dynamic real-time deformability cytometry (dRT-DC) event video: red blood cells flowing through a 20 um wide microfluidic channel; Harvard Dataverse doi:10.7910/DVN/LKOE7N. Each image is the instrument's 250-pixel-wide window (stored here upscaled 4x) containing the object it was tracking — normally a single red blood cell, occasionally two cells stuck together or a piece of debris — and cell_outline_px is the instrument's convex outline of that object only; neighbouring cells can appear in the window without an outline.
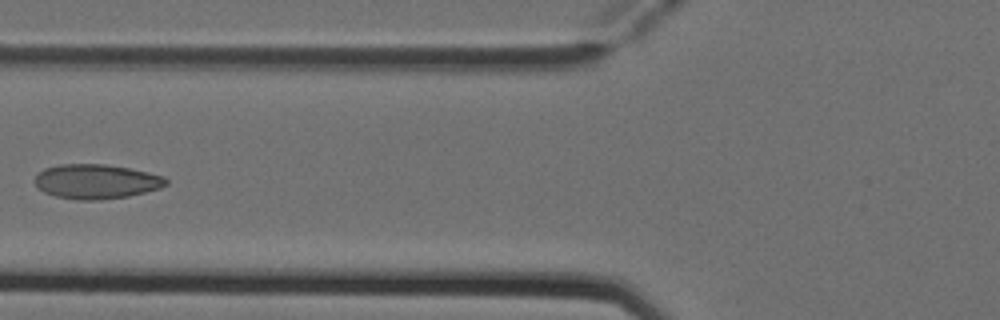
{"species": "Egyptian fruit bat (a non-hibernating species)", "species_latin": "Rousettus aegyptiacus", "temperature_condition": "cold", "stored_images_in_passage": 3, "camera_frame_rate_fps": 3000, "um_per_image_px": 0.085, "animal": {"sex": "female"}, "frame": {"image": 1, "passage_image": 3, "time_ms": 0.667, "image_size_px": [1000, 320], "cell_outline_px": [[168, 184], [160, 188], [128, 196], [100, 200], [76, 200], [56, 196], [44, 192], [36, 184], [36, 176], [44, 168], [60, 164], [104, 164], [128, 168], [148, 172], [164, 176], [168, 180]], "centroid_in_image_um": [8.21, 15.43], "position_along_channel_um": 117.6, "area_um2": 26.3}}